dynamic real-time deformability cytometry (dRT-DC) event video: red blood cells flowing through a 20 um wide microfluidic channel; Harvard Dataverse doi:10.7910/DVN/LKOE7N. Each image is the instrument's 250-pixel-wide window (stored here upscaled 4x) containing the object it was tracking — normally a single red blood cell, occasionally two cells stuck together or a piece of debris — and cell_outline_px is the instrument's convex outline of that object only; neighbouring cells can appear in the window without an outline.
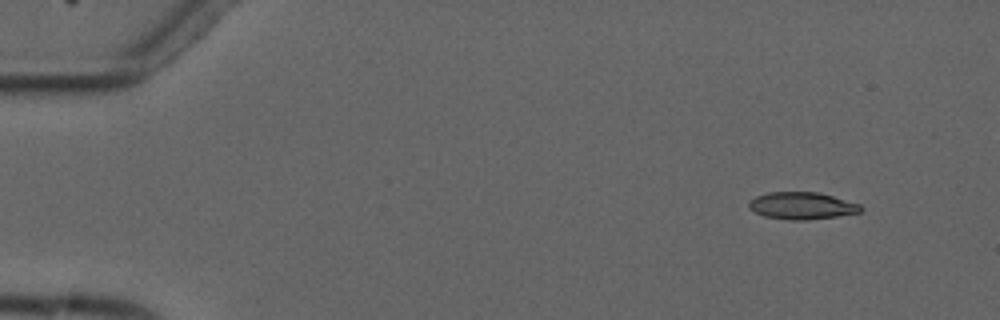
{"species": "common noctule bat (a hibernating species)", "species_latin": "Nyctalus noctula", "temperature_condition": "cold", "stored_images_in_passage": 5, "camera_frame_rate_fps": 3000, "um_per_image_px": 0.085, "animal": {"sex": "male", "forearm_length_mm": 52.5}, "frame": {"image": 1, "passage_image": 2, "time_ms": 1.0, "image_size_px": [1000, 320], "cell_outline_px": [[864, 208], [860, 212], [836, 216], [808, 220], [788, 220], [764, 216], [748, 208], [748, 204], [756, 196], [768, 192], [820, 192], [860, 204]], "centroid_in_image_um": [68.17, 17.48], "position_along_channel_um": 16.8, "area_um2": 17.69}}